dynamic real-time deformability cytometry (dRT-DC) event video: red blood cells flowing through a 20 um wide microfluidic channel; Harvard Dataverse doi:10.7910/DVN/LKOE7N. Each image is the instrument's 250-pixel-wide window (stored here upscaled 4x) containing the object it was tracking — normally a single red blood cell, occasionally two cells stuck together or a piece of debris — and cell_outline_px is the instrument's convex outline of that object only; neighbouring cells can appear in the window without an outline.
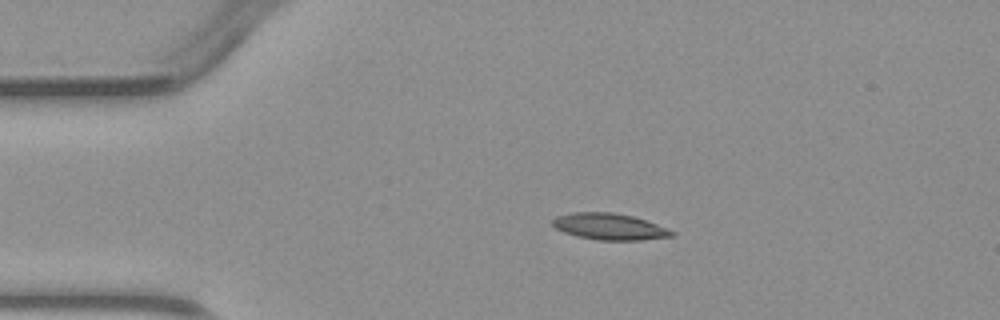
{"species": "common noctule bat (a hibernating species)", "species_latin": "Nyctalus noctula", "temperature_condition": "warm", "stored_images_in_passage": 2, "camera_frame_rate_fps": 3000, "um_per_image_px": 0.085, "animal": {"sex": "male", "body_mass_g": 23.1, "forearm_length_mm": 52.7}, "frame": {"image": 1, "passage_image": 1, "time_ms": 0.0, "image_size_px": [1000, 320], "cell_outline_px": [[676, 232], [672, 236], [640, 240], [596, 240], [576, 236], [564, 232], [556, 228], [552, 224], [552, 220], [556, 216], [572, 212], [612, 212], [632, 216], [668, 228]], "centroid_in_image_um": [51.78, 19.26], "position_along_channel_um": 33.2, "area_um2": 18.32}}